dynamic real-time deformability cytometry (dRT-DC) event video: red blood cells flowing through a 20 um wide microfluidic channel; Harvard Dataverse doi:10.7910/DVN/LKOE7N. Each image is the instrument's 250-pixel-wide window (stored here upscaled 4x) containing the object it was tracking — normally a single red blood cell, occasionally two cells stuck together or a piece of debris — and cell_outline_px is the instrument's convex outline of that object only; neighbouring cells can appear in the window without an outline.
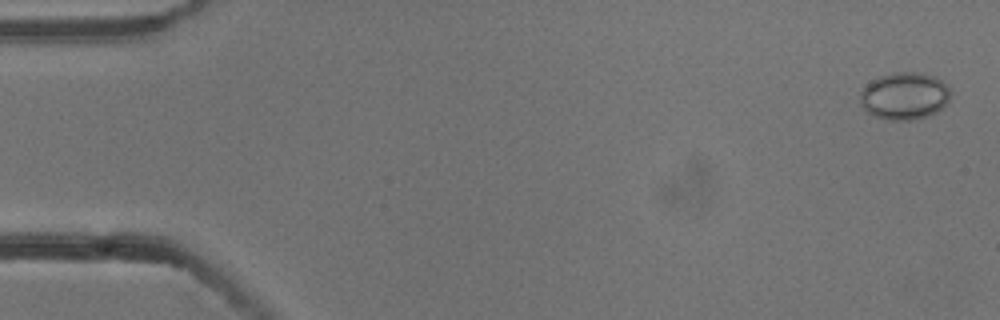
{"species": "common noctule bat (a hibernating species)", "species_latin": "Nyctalus noctula", "temperature_condition": "cold", "stored_images_in_passage": 5, "camera_frame_rate_fps": 3000, "um_per_image_px": 0.085, "animal": {"sex": "male", "body_mass_g": 13.3}, "frame": {"image": 1, "passage_image": 1, "time_ms": 0.0, "image_size_px": [1000, 320], "cell_outline_px": [[948, 100], [936, 112], [928, 116], [912, 120], [888, 120], [876, 116], [868, 112], [860, 104], [860, 92], [872, 80], [880, 76], [892, 72], [916, 72], [932, 76], [940, 80], [948, 88]], "centroid_in_image_um": [76.83, 8.16], "position_along_channel_um": 8.2, "area_um2": 24.51}}